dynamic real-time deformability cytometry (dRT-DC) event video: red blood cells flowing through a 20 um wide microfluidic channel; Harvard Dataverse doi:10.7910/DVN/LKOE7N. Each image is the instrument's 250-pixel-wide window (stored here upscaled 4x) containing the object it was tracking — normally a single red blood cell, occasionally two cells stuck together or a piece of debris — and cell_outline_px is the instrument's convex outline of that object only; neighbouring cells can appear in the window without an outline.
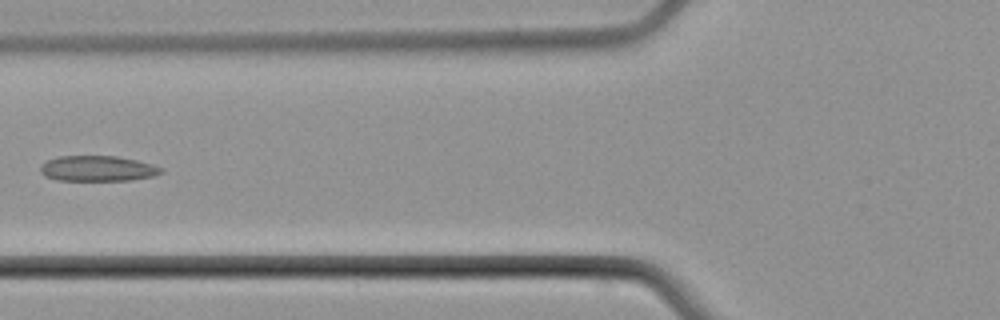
{"species": "common noctule bat (a hibernating species)", "species_latin": "Nyctalus noctula", "temperature_condition": "cold", "stored_images_in_passage": 6, "camera_frame_rate_fps": 3000, "um_per_image_px": 0.085, "animal": {"sex": "male", "body_mass_g": 21.5, "forearm_length_mm": 52.0}, "frame": {"image": 1, "passage_image": 6, "time_ms": 7.0, "image_size_px": [1000, 320], "cell_outline_px": [[164, 172], [152, 176], [132, 180], [56, 180], [44, 176], [40, 172], [40, 168], [48, 160], [60, 156], [116, 156], [136, 160], [152, 164], [164, 168]], "centroid_in_image_um": [8.32, 14.33], "position_along_channel_um": 117.5, "area_um2": 17.86}}